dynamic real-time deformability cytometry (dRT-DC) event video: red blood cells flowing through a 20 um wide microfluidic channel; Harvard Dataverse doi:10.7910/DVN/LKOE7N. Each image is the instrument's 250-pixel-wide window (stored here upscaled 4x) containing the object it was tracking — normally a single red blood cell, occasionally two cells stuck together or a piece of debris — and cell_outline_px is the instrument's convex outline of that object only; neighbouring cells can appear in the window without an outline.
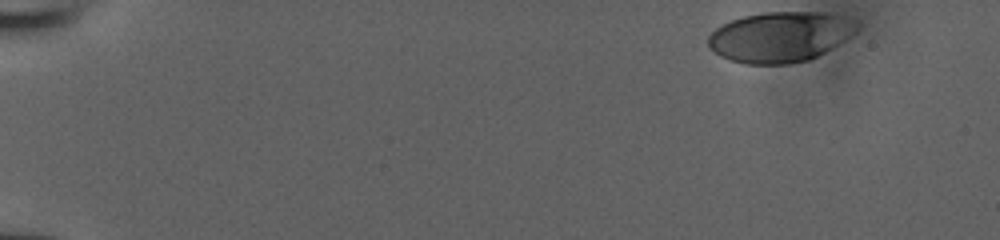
{"species": "human", "species_latin": "Homo sapiens", "temperature_condition": "room temperature", "stored_images_in_passage": 10, "camera_frame_rate_fps": 3000, "um_per_image_px": 0.085, "donor": {"sex": "male"}, "frame": {"image": 1, "passage_image": 1, "time_ms": 0.0, "image_size_px": [1000, 240], "cell_outline_px": [[860, 28], [856, 32], [832, 48], [808, 60], [788, 64], [744, 64], [720, 56], [708, 44], [708, 36], [716, 28], [732, 20], [744, 16], [764, 12], [824, 12], [856, 20], [860, 24]], "centroid_in_image_um": [66.34, 3.12], "position_along_channel_um": 18.7, "area_um2": 43.47}}